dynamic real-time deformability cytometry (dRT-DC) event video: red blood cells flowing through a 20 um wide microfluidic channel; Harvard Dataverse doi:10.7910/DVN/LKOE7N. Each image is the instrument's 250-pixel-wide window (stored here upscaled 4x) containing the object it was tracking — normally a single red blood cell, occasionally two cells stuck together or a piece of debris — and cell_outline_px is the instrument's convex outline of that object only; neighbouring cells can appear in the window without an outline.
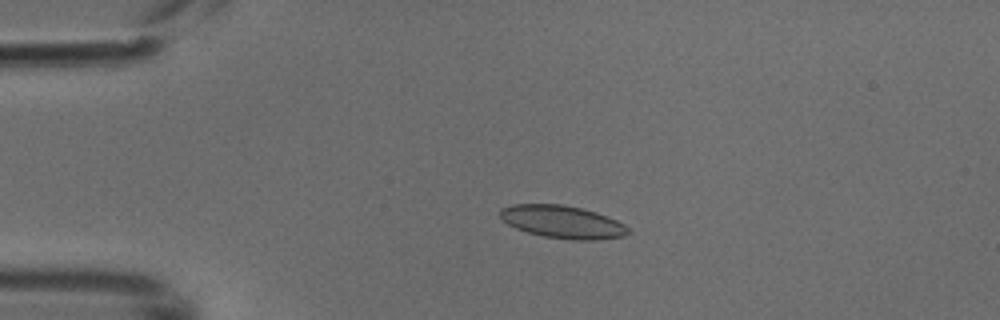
{"species": "common noctule bat (a hibernating species)", "species_latin": "Nyctalus noctula", "temperature_condition": "cold", "stored_images_in_passage": 3, "camera_frame_rate_fps": 3000, "um_per_image_px": 0.085, "animal": {"sex": "male", "body_mass_g": 18.8}, "frame": {"image": 1, "passage_image": 2, "time_ms": 0.333, "image_size_px": [1000, 320], "cell_outline_px": [[632, 232], [624, 236], [596, 240], [572, 240], [544, 236], [528, 232], [516, 228], [508, 224], [500, 216], [500, 208], [512, 204], [564, 204], [596, 212], [608, 216], [624, 224]], "centroid_in_image_um": [47.83, 18.86], "position_along_channel_um": 37.2, "area_um2": 24.45}}